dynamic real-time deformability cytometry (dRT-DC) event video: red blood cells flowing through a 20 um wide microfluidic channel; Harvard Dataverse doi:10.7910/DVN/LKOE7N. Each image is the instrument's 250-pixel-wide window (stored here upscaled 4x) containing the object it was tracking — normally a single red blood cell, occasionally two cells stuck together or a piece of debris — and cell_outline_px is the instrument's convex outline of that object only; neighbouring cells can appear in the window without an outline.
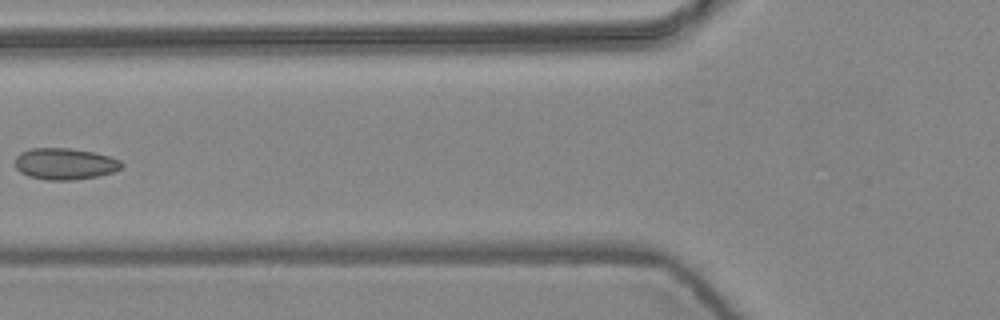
{"species": "common noctule bat (a hibernating species)", "species_latin": "Nyctalus noctula", "temperature_condition": "warm", "stored_images_in_passage": 7, "segment_of_instrument_passage": [2, 2], "camera_frame_rate_fps": 3000, "um_per_image_px": 0.085, "animal": {"sex": "female", "body_mass_g": 24.6, "forearm_length_mm": 56.2}, "frame": {"image": 1, "passage_image": 6, "time_ms": 1.667, "image_size_px": [1000, 320], "cell_outline_px": [[124, 164], [120, 168], [112, 172], [96, 176], [72, 180], [48, 180], [28, 176], [20, 172], [16, 168], [16, 156], [20, 152], [32, 148], [68, 148], [92, 152], [108, 156], [120, 160]], "centroid_in_image_um": [5.49, 13.92], "position_along_channel_um": 120.3, "area_um2": 19.36}}
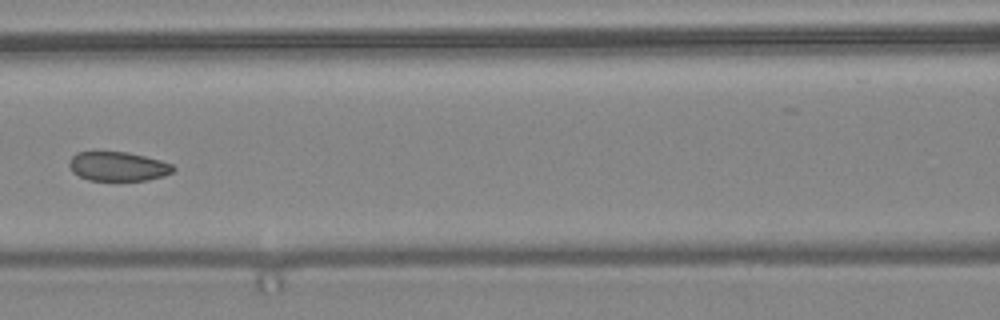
{"frame": {"image": 2, "passage_image": 7, "time_ms": 2.0, "image_size_px": [1000, 320], "cell_outline_px": [[176, 168], [172, 172], [164, 176], [148, 180], [88, 180], [72, 172], [68, 164], [68, 160], [76, 152], [128, 152], [160, 160], [172, 164]], "centroid_in_image_um": [10.02, 14.14], "position_along_channel_um": 156.6, "area_um2": 17.74}}